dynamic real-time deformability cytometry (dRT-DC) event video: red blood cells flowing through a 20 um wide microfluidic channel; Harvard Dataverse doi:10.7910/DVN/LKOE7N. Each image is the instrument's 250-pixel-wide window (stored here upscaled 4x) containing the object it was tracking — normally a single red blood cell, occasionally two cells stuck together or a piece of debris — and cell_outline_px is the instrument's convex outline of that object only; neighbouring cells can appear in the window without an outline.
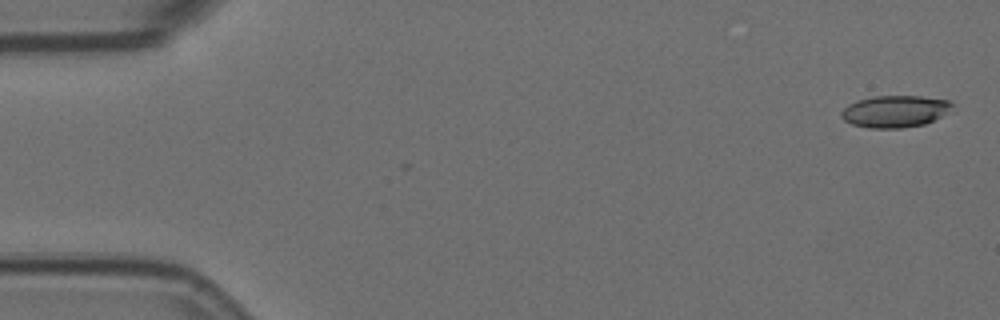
{"species": "Egyptian fruit bat (a non-hibernating species)", "species_latin": "Rousettus aegyptiacus", "temperature_condition": "room temperature", "stored_images_in_passage": 2, "camera_frame_rate_fps": 3000, "um_per_image_px": 0.085, "animal": {"sex": "female"}, "frame": {"image": 1, "passage_image": 1, "time_ms": 0.0, "image_size_px": [1000, 320], "cell_outline_px": [[952, 104], [940, 116], [924, 124], [900, 128], [868, 128], [852, 124], [844, 120], [840, 116], [840, 112], [848, 104], [856, 100], [876, 96], [920, 96], [948, 100]], "centroid_in_image_um": [75.97, 9.46], "position_along_channel_um": 9.0, "area_um2": 20.29}}